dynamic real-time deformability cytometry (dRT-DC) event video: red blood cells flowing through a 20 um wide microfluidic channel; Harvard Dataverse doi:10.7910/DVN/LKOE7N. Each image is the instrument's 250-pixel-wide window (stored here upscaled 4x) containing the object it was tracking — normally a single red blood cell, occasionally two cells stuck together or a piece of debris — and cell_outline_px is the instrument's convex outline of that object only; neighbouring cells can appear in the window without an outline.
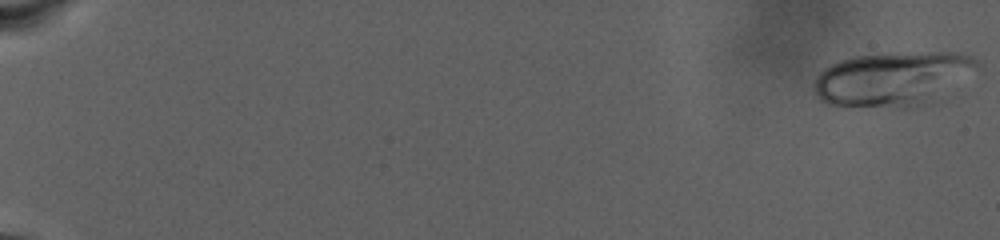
{"species": "human", "species_latin": "Homo sapiens", "temperature_condition": "warm", "stored_images_in_passage": 86, "camera_frame_rate_fps": 3000, "um_per_image_px": 0.085, "donor": {"sex": "male"}, "frame": {"image": 1, "passage_image": 1, "time_ms": 0.0, "image_size_px": [1000, 240], "cell_outline_px": [[980, 64], [944, 100], [932, 104], [916, 108], [896, 108], [828, 104], [820, 100], [816, 92], [816, 80], [820, 72], [824, 68], [840, 60], [852, 56], [892, 52], [960, 52], [972, 56]], "centroid_in_image_um": [76.0, 6.71], "position_along_channel_um": 9.0, "area_um2": 52.83}}
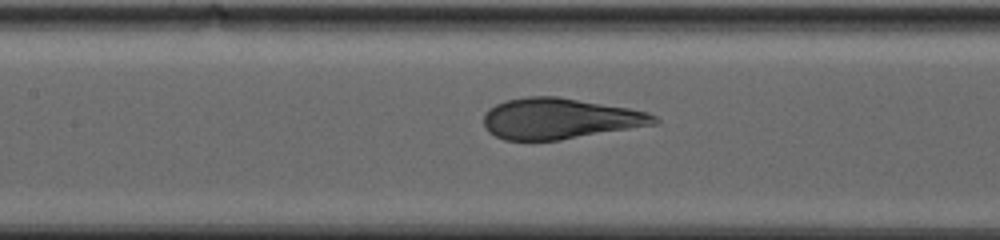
{"frame": {"image": 2, "passage_image": 45, "time_ms": 14.667, "image_size_px": [1000, 240], "cell_outline_px": [[660, 124], [556, 140], [504, 140], [488, 132], [484, 124], [484, 112], [488, 108], [504, 100], [528, 96], [556, 96], [628, 108], [648, 112], [656, 116], [660, 120]], "centroid_in_image_um": [47.57, 10.08], "position_along_channel_um": 159.8, "area_um2": 40.63}}
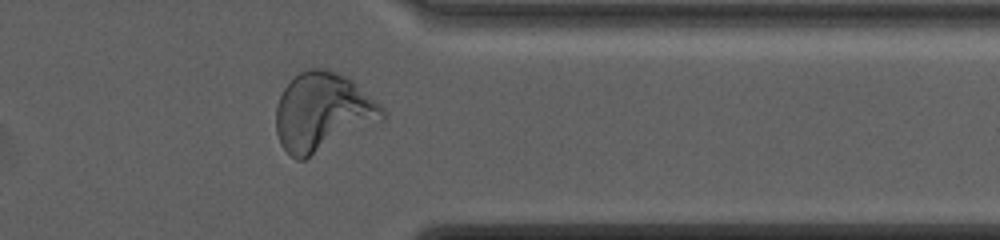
{"frame": {"image": 3, "passage_image": 72, "time_ms": 23.667, "image_size_px": [1000, 240], "cell_outline_px": [[388, 120], [304, 160], [296, 160], [280, 144], [276, 132], [276, 104], [284, 88], [300, 72], [308, 68], [324, 68], [348, 76], [380, 104], [388, 112]], "centroid_in_image_um": [27.5, 9.54], "position_along_channel_um": 383.9, "area_um2": 49.53}}